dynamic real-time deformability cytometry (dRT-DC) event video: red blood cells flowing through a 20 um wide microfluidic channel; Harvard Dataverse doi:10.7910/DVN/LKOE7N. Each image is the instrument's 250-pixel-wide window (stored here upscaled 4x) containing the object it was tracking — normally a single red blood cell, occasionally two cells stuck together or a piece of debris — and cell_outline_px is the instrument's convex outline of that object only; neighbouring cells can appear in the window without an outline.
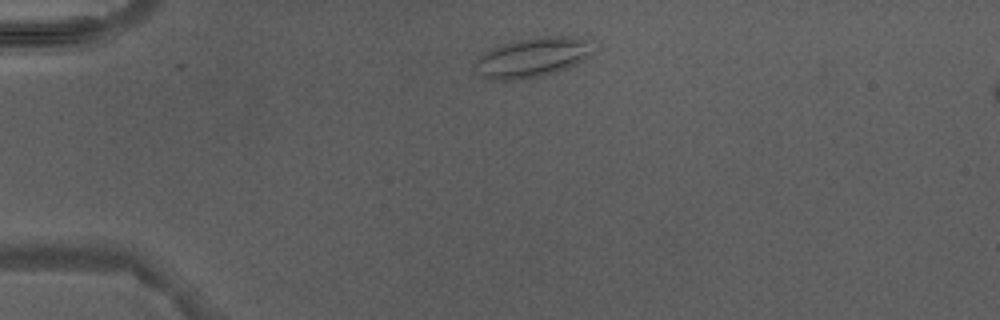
{"species": "Egyptian fruit bat (a non-hibernating species)", "species_latin": "Rousettus aegyptiacus", "temperature_condition": "warm", "stored_images_in_passage": 3, "camera_frame_rate_fps": 3000, "um_per_image_px": 0.085, "animal": {"sex": "male"}, "frame": {"image": 1, "passage_image": 1, "time_ms": 0.0, "image_size_px": [1000, 320], "cell_outline_px": [[592, 40], [588, 56], [584, 60], [576, 64], [540, 76], [520, 80], [492, 80], [480, 76], [472, 68], [476, 60], [484, 52], [500, 44], [516, 40], [540, 36], [576, 36]], "centroid_in_image_um": [45.19, 4.87], "position_along_channel_um": 39.8, "area_um2": 27.4}}